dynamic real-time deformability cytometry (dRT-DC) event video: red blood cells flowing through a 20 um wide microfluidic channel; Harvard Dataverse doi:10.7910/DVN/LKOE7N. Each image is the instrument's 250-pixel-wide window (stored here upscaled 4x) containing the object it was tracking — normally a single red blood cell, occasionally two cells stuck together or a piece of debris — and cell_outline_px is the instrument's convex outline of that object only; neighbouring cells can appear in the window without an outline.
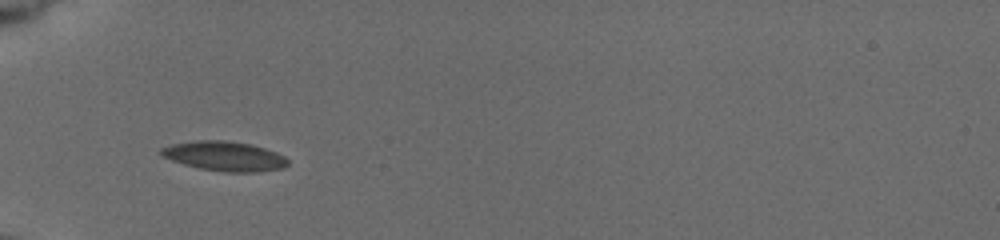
{"species": "common noctule bat (a hibernating species)", "species_latin": "Nyctalus noctula", "temperature_condition": "cold", "stored_images_in_passage": 5, "camera_frame_rate_fps": 3000, "um_per_image_px": 0.085, "animal": {"sex": "female", "body_mass_g": 19.5, "forearm_length_mm": 54.1}, "frame": {"image": 1, "passage_image": 2, "time_ms": 0.667, "image_size_px": [1000, 240], "cell_outline_px": [[288, 164], [284, 168], [260, 172], [224, 172], [200, 168], [184, 164], [160, 156], [160, 148], [172, 144], [196, 140], [224, 140], [252, 144], [276, 152], [284, 156], [288, 160]], "centroid_in_image_um": [19.09, 13.27], "position_along_channel_um": 65.9, "area_um2": 21.96}}
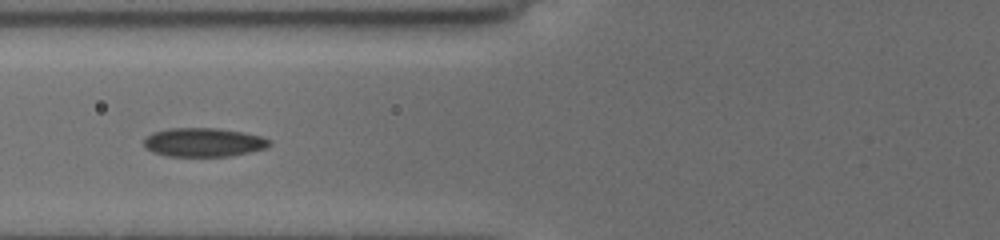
{"frame": {"image": 2, "passage_image": 4, "time_ms": 2.0, "image_size_px": [1000, 240], "cell_outline_px": [[272, 144], [268, 148], [252, 152], [228, 156], [168, 156], [152, 152], [144, 148], [144, 140], [152, 132], [168, 128], [216, 128], [244, 132], [264, 136], [272, 140]], "centroid_in_image_um": [17.36, 12.09], "position_along_channel_um": 108.4, "area_um2": 21.44}}
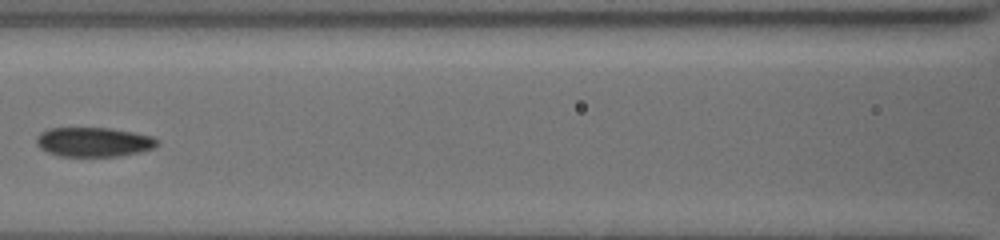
{"frame": {"image": 3, "passage_image": 5, "time_ms": 3.333, "image_size_px": [1000, 240], "cell_outline_px": [[160, 144], [152, 148], [140, 152], [116, 156], [60, 156], [48, 152], [40, 148], [36, 144], [36, 136], [40, 132], [48, 128], [112, 128], [152, 136], [160, 140]], "centroid_in_image_um": [7.96, 12.06], "position_along_channel_um": 158.6, "area_um2": 20.81}}